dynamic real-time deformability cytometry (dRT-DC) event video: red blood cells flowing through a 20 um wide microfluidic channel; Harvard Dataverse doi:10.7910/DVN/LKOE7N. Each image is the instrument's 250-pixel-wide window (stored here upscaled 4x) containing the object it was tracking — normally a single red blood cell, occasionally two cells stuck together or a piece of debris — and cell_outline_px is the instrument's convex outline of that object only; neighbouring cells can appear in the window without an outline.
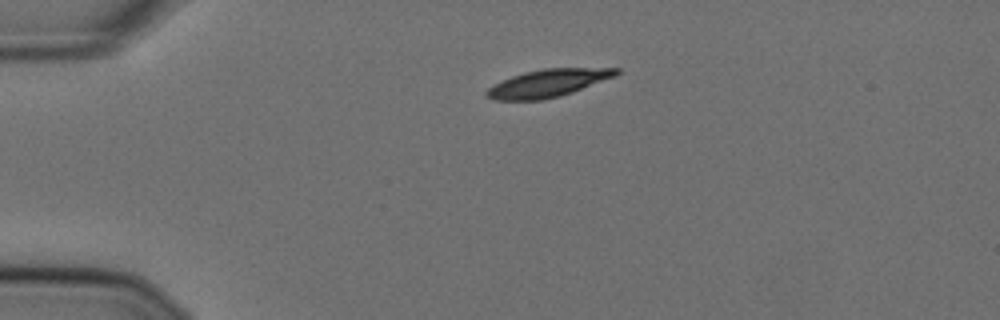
{"species": "Egyptian fruit bat (a non-hibernating species)", "species_latin": "Rousettus aegyptiacus", "temperature_condition": "cold", "stored_images_in_passage": 44, "camera_frame_rate_fps": 3000, "um_per_image_px": 0.085, "animal": {"sex": "female"}, "frame": {"image": 1, "passage_image": 1, "time_ms": 0.0, "image_size_px": [1000, 320], "cell_outline_px": [[620, 72], [616, 76], [572, 92], [560, 96], [544, 100], [492, 100], [484, 96], [484, 92], [492, 84], [512, 76], [524, 72], [544, 68], [620, 68]], "centroid_in_image_um": [46.53, 7.07], "position_along_channel_um": 38.5, "area_um2": 21.04}}
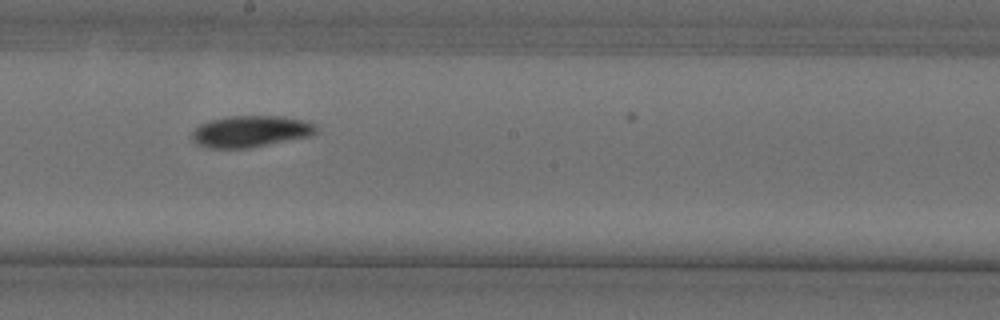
{"frame": {"image": 2, "passage_image": 20, "time_ms": 6.333, "image_size_px": [1000, 320], "cell_outline_px": [[320, 128], [312, 136], [248, 148], [208, 148], [196, 144], [192, 140], [192, 132], [200, 124], [212, 120], [232, 116], [284, 116], [308, 120], [316, 124]], "centroid_in_image_um": [21.37, 11.17], "position_along_channel_um": 226.8, "area_um2": 23.06}}
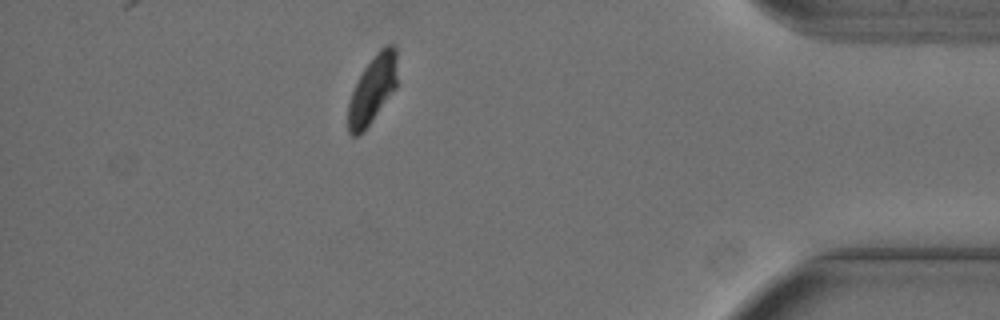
{"frame": {"image": 3, "passage_image": 38, "time_ms": 12.333, "image_size_px": [1000, 320], "cell_outline_px": [[396, 88], [372, 120], [356, 136], [352, 136], [348, 132], [348, 104], [352, 92], [364, 68], [376, 52], [384, 44], [392, 44], [396, 48]], "centroid_in_image_um": [31.67, 7.56], "position_along_channel_um": 403.5, "area_um2": 19.02}, "authors_computed_cell_mechanics": {"area_um2": 21.8773, "velocity_mm_per_s": 3.5865, "shape_relaxation_time_tau1_ms": 3.7413, "shape_relaxation_time_tau2_ms": null, "deformation_change_tau1": 0.1367, "deformation_change_tau2": null}}